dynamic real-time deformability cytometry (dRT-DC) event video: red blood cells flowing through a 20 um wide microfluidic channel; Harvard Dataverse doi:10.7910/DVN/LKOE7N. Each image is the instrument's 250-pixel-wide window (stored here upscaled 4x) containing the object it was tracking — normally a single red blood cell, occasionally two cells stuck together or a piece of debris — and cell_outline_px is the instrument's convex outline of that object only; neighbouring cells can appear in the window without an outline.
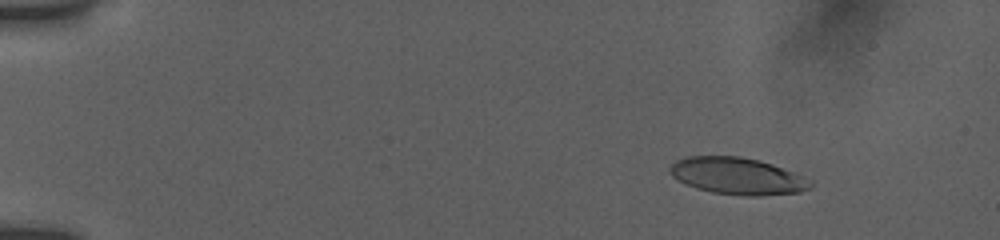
{"species": "human", "species_latin": "Homo sapiens", "temperature_condition": "room temperature", "stored_images_in_passage": 31, "camera_frame_rate_fps": 3000, "um_per_image_px": 0.085, "donor": {"sex": "female"}, "frame": {"image": 1, "passage_image": 8, "time_ms": 2.333, "image_size_px": [1000, 240], "cell_outline_px": [[812, 188], [800, 192], [760, 196], [748, 196], [712, 192], [696, 188], [672, 176], [668, 172], [668, 168], [676, 160], [684, 156], [740, 156], [760, 160], [772, 164], [812, 180]], "centroid_in_image_um": [62.68, 14.96], "position_along_channel_um": 22.3, "area_um2": 30.23}}
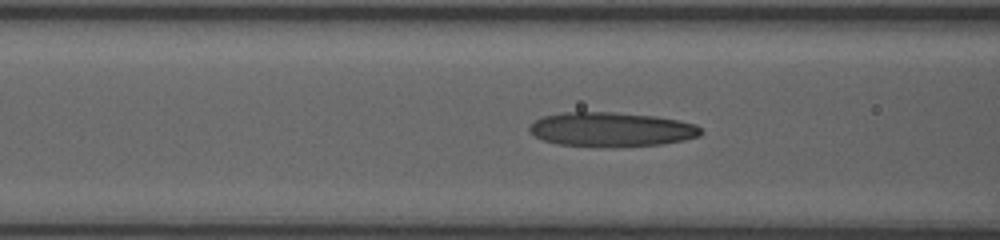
{"frame": {"image": 2, "passage_image": 22, "time_ms": 7.667, "image_size_px": [1000, 240], "cell_outline_px": [[704, 132], [700, 136], [684, 140], [664, 144], [612, 148], [600, 148], [556, 144], [544, 140], [528, 132], [528, 128], [536, 120], [544, 116], [564, 112], [612, 112], [656, 116], [696, 124]], "centroid_in_image_um": [51.97, 11.03], "position_along_channel_um": 114.6, "area_um2": 34.85}}
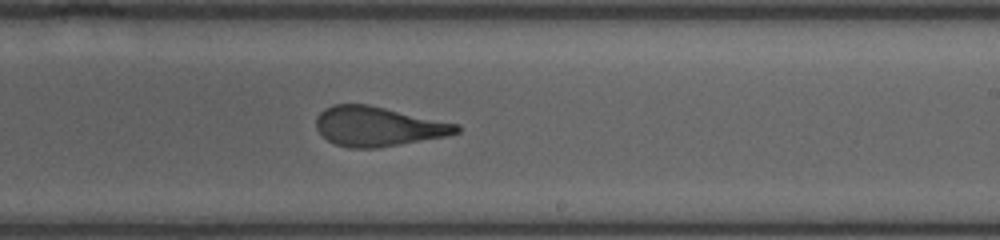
{"frame": {"image": 3, "passage_image": 31, "time_ms": 11.333, "image_size_px": [1000, 240], "cell_outline_px": [[460, 132], [444, 136], [376, 148], [348, 148], [336, 144], [328, 140], [316, 128], [316, 116], [324, 108], [332, 104], [368, 104], [460, 124]], "centroid_in_image_um": [32.11, 10.73], "position_along_channel_um": 256.9, "area_um2": 32.25}}